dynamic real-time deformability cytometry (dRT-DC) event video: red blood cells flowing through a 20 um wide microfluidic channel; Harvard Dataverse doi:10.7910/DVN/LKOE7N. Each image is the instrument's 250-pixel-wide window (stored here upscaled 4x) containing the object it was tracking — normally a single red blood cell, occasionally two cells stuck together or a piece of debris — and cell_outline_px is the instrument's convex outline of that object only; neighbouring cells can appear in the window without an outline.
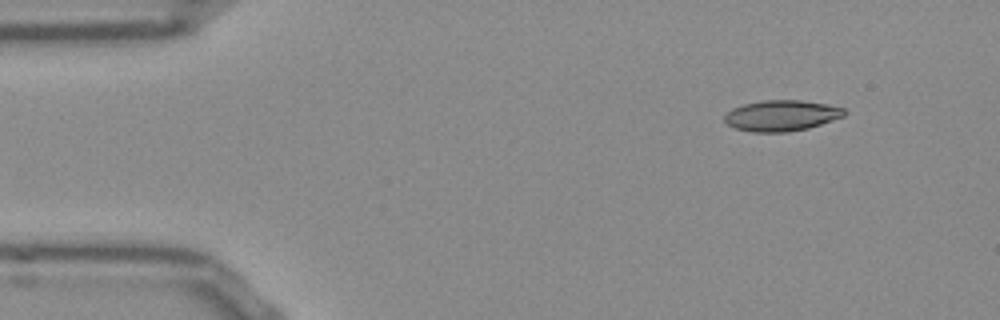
{"species": "Egyptian fruit bat (a non-hibernating species)", "species_latin": "Rousettus aegyptiacus", "temperature_condition": "room temperature", "stored_images_in_passage": 47, "camera_frame_rate_fps": 3000, "um_per_image_px": 0.085, "frame": {"image": 1, "passage_image": 1, "time_ms": 0.0, "image_size_px": [1000, 320], "cell_outline_px": [[848, 112], [844, 116], [808, 128], [784, 132], [752, 132], [736, 128], [728, 124], [724, 120], [724, 116], [732, 108], [744, 104], [764, 100], [800, 100], [828, 104], [844, 108]], "centroid_in_image_um": [66.44, 9.82], "position_along_channel_um": 18.6, "area_um2": 21.44}}
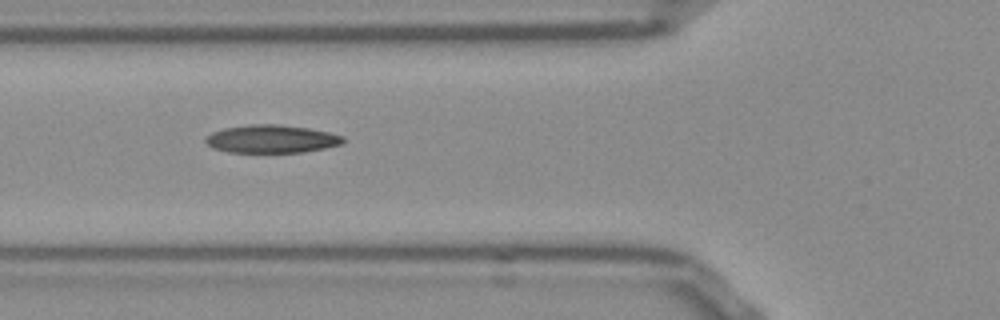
{"frame": {"image": 2, "passage_image": 14, "time_ms": 4.333, "image_size_px": [1000, 320], "cell_outline_px": [[344, 140], [340, 144], [324, 148], [304, 152], [228, 152], [212, 148], [204, 140], [212, 132], [224, 128], [248, 124], [280, 124], [308, 128], [328, 132], [344, 136]], "centroid_in_image_um": [23.06, 11.8], "position_along_channel_um": 102.7, "area_um2": 22.37}}
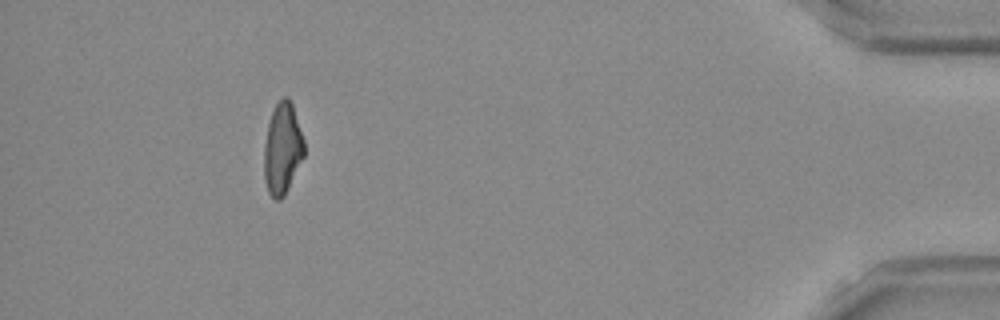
{"frame": {"image": 3, "passage_image": 43, "time_ms": 14.0, "image_size_px": [1000, 320], "cell_outline_px": [[304, 156], [284, 196], [280, 200], [276, 200], [268, 192], [264, 180], [264, 144], [268, 124], [272, 112], [276, 104], [284, 96], [288, 96], [292, 104], [304, 140]], "centroid_in_image_um": [24.0, 12.65], "position_along_channel_um": 411.2, "area_um2": 21.21}, "authors_computed_cell_mechanics": {"area_um2": 21.675, "velocity_mm_per_s": 3.8535, "shape_relaxation_time_tau1_ms": null, "shape_relaxation_time_tau2_ms": 4.4515, "deformation_change_tau1": null, "deformation_change_tau2": 0.132}}